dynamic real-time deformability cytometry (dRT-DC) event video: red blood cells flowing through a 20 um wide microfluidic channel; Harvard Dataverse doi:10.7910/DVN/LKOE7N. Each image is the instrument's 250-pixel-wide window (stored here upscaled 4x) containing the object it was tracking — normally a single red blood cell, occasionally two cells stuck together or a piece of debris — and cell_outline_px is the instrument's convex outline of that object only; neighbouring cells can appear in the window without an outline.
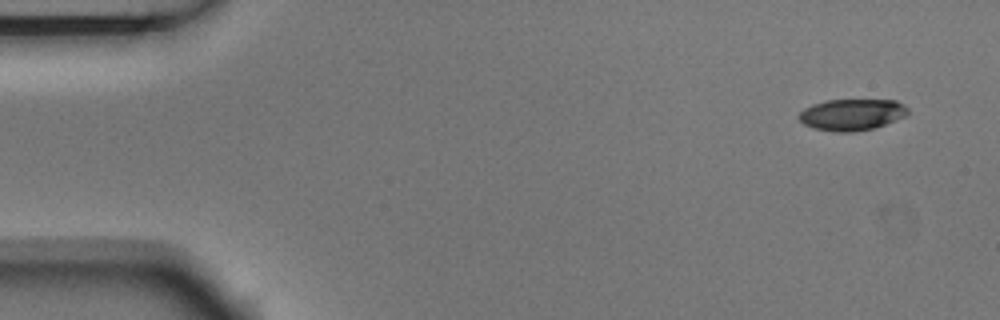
{"species": "Egyptian fruit bat (a non-hibernating species)", "species_latin": "Rousettus aegyptiacus", "temperature_condition": "room temperature", "stored_images_in_passage": 7, "camera_frame_rate_fps": 3000, "um_per_image_px": 0.085, "animal": {"sex": "male"}, "frame": {"image": 1, "passage_image": 1, "time_ms": 0.0, "image_size_px": [1000, 320], "cell_outline_px": [[908, 116], [872, 128], [852, 132], [836, 132], [812, 128], [804, 124], [796, 116], [804, 108], [812, 104], [824, 100], [896, 100], [904, 104], [908, 108]], "centroid_in_image_um": [72.39, 9.73], "position_along_channel_um": 12.6, "area_um2": 20.11}}
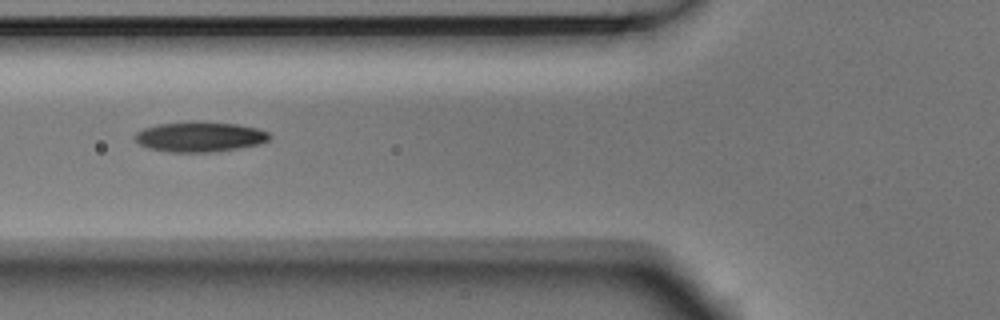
{"frame": {"image": 2, "passage_image": 6, "time_ms": 1.667, "image_size_px": [1000, 320], "cell_outline_px": [[272, 136], [268, 140], [260, 144], [236, 148], [208, 152], [172, 152], [148, 148], [140, 144], [132, 136], [136, 132], [144, 128], [156, 124], [192, 120], [236, 124], [256, 128], [268, 132]], "centroid_in_image_um": [16.94, 11.6], "position_along_channel_um": 108.9, "area_um2": 23.76}}
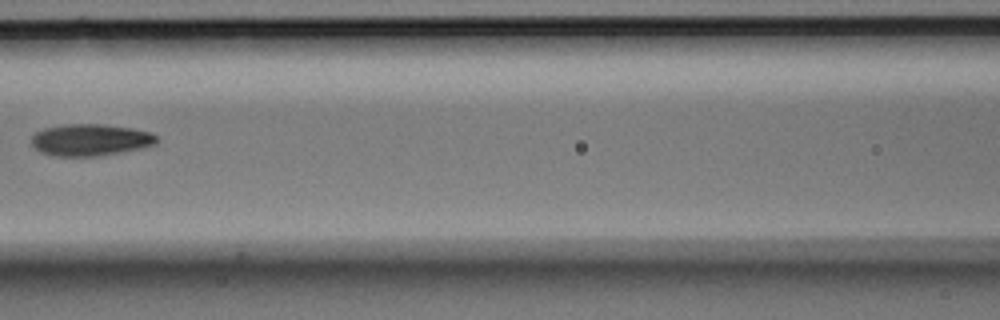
{"frame": {"image": 3, "passage_image": 7, "time_ms": 2.0, "image_size_px": [1000, 320], "cell_outline_px": [[156, 144], [144, 148], [100, 156], [52, 156], [40, 152], [32, 144], [32, 136], [36, 132], [44, 128], [64, 124], [104, 124], [132, 128], [152, 132], [156, 136]], "centroid_in_image_um": [7.7, 11.89], "position_along_channel_um": 158.9, "area_um2": 23.41}}